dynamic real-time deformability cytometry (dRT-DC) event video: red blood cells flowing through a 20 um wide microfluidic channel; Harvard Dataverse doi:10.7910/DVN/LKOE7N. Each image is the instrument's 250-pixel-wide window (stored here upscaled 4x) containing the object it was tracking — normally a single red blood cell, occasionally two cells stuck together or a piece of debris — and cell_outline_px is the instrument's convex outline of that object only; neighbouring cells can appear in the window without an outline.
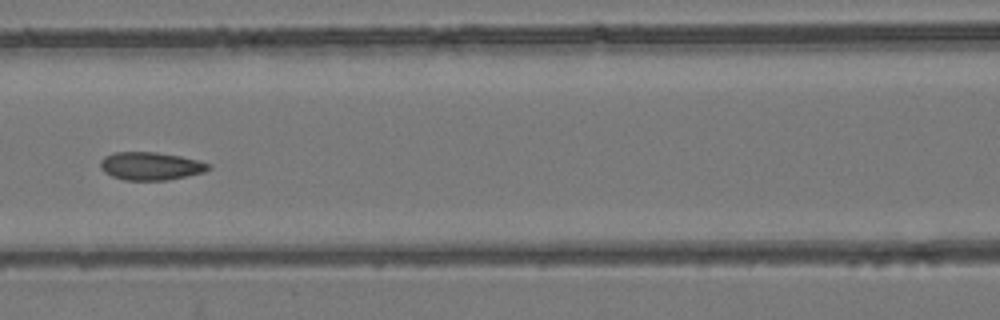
{"species": "common noctule bat (a hibernating species)", "species_latin": "Nyctalus noctula", "temperature_condition": "room temperature", "stored_images_in_passage": 3, "camera_frame_rate_fps": 3000, "um_per_image_px": 0.085, "animal": {"sex": "female", "body_mass_g": 24.6, "forearm_length_mm": 56.2}, "frame": {"image": 1, "passage_image": 3, "time_ms": 2.333, "image_size_px": [1000, 320], "cell_outline_px": [[212, 168], [204, 172], [168, 180], [124, 180], [112, 176], [104, 172], [100, 168], [100, 160], [104, 156], [112, 152], [156, 152], [180, 156], [212, 164]], "centroid_in_image_um": [12.79, 14.11], "position_along_channel_um": 153.8, "area_um2": 17.74}}